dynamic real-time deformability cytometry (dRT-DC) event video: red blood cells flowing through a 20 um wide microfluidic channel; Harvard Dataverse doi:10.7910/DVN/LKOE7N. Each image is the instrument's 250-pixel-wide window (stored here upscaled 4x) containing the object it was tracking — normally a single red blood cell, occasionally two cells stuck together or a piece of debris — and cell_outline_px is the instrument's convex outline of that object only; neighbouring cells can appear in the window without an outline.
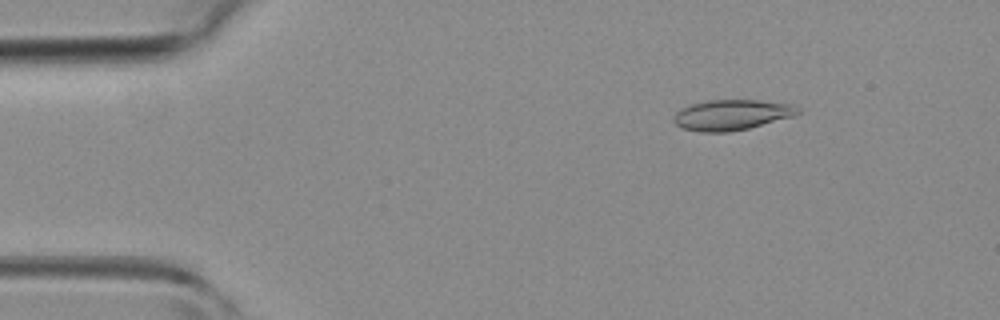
{"species": "common noctule bat (a hibernating species)", "species_latin": "Nyctalus noctula", "temperature_condition": "room temperature", "stored_images_in_passage": 4, "camera_frame_rate_fps": 3000, "um_per_image_px": 0.085, "animal": {"sex": "female", "body_mass_g": 19.3, "forearm_length_mm": 54.1}, "frame": {"image": 1, "passage_image": 2, "time_ms": 1.0, "image_size_px": [1000, 320], "cell_outline_px": [[800, 112], [792, 116], [748, 128], [728, 132], [700, 132], [680, 128], [672, 120], [676, 112], [692, 104], [708, 100], [756, 100], [792, 104], [800, 108]], "centroid_in_image_um": [62.17, 9.77], "position_along_channel_um": 22.8, "area_um2": 21.85}}
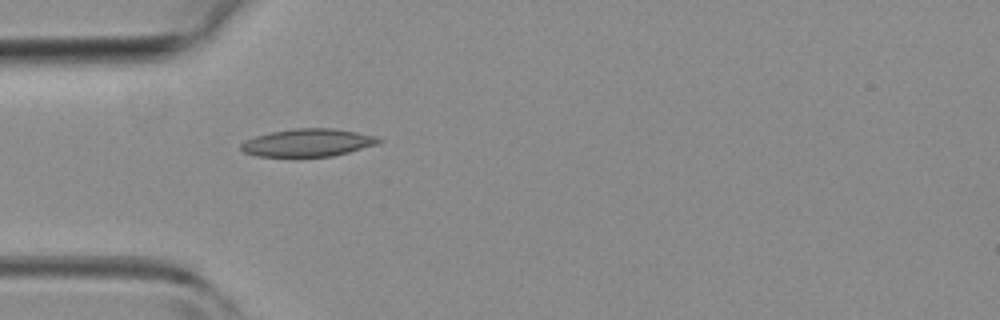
{"frame": {"image": 2, "passage_image": 4, "time_ms": 3.333, "image_size_px": [1000, 320], "cell_outline_px": [[384, 140], [380, 144], [332, 156], [256, 156], [244, 152], [240, 148], [240, 144], [244, 140], [256, 136], [272, 132], [296, 128], [332, 128], [356, 132], [376, 136]], "centroid_in_image_um": [26.19, 12.12], "position_along_channel_um": 58.8, "area_um2": 22.2}}